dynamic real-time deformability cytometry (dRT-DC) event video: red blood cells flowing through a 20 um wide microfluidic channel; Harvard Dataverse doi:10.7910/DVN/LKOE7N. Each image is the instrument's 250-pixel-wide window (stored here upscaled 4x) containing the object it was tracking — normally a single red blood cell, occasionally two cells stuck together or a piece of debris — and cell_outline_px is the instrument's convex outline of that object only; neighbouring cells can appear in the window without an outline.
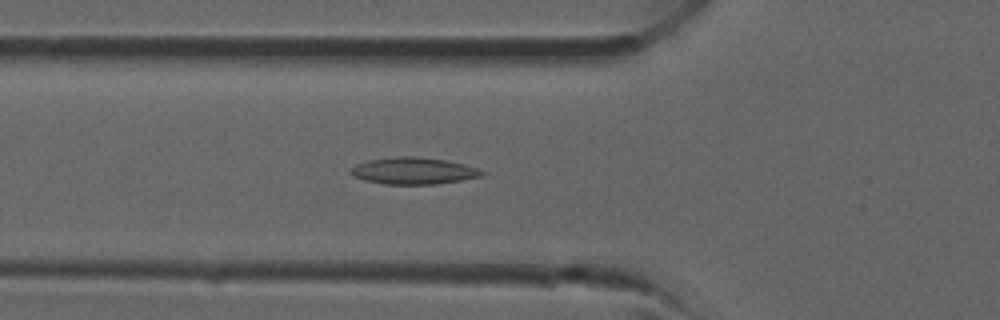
{"species": "common noctule bat (a hibernating species)", "species_latin": "Nyctalus noctula", "temperature_condition": "room temperature", "stored_images_in_passage": 30, "camera_frame_rate_fps": 3000, "um_per_image_px": 0.085, "animal": {"sex": "male", "forearm_length_mm": 52.5}, "frame": {"image": 1, "passage_image": 6, "time_ms": 1.667, "image_size_px": [1000, 320], "cell_outline_px": [[484, 172], [480, 176], [460, 180], [436, 184], [384, 184], [364, 180], [348, 172], [356, 164], [368, 160], [396, 156], [416, 156], [444, 160], [464, 164], [476, 168]], "centroid_in_image_um": [35.1, 14.51], "position_along_channel_um": 90.7, "area_um2": 20.23}}
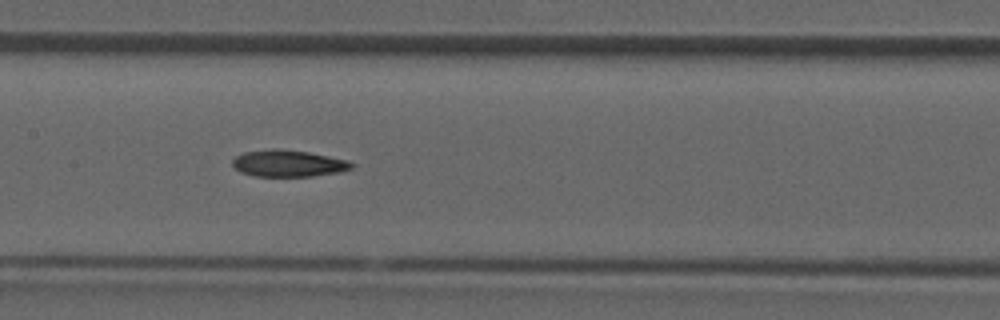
{"frame": {"image": 2, "passage_image": 11, "time_ms": 3.333, "image_size_px": [1000, 320], "cell_outline_px": [[356, 164], [352, 168], [340, 172], [312, 176], [256, 176], [240, 172], [232, 164], [232, 160], [236, 156], [244, 152], [272, 148], [280, 148], [308, 152], [348, 160]], "centroid_in_image_um": [24.52, 13.88], "position_along_channel_um": 182.9, "area_um2": 18.61}}
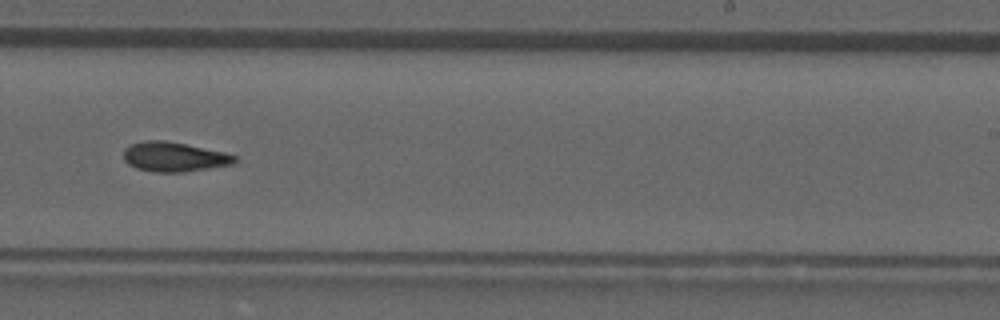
{"frame": {"image": 3, "passage_image": 16, "time_ms": 5.0, "image_size_px": [1000, 320], "cell_outline_px": [[236, 160], [232, 164], [208, 168], [180, 172], [152, 172], [136, 168], [128, 164], [124, 160], [124, 148], [132, 144], [144, 140], [164, 140], [224, 152], [236, 156]], "centroid_in_image_um": [14.75, 13.33], "position_along_channel_um": 274.2, "area_um2": 18.96}}